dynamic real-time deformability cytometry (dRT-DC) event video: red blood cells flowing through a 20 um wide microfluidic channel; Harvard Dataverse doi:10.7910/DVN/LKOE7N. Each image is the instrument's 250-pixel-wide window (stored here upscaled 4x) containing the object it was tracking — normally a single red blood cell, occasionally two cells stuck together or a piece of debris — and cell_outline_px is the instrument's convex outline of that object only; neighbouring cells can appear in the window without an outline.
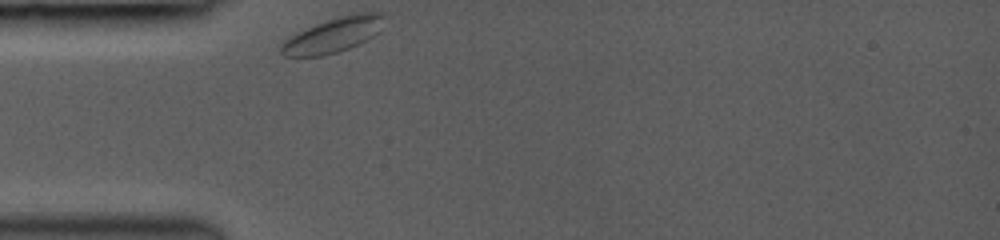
{"species": "common noctule bat (a hibernating species)", "species_latin": "Nyctalus noctula", "temperature_condition": "room temperature", "stored_images_in_passage": 28, "camera_frame_rate_fps": 3000, "um_per_image_px": 0.085, "animal": {"sex": "female", "body_mass_g": 19.0, "forearm_length_mm": 53.3}, "frame": {"image": 1, "passage_image": 1, "time_ms": 0.0, "image_size_px": [1000, 240], "cell_outline_px": [[384, 16], [376, 32], [368, 40], [360, 44], [336, 52], [320, 56], [284, 56], [280, 52], [280, 44], [284, 40], [296, 32], [316, 24], [340, 16], [356, 12], [380, 12]], "centroid_in_image_um": [28.27, 2.98], "position_along_channel_um": 56.7, "area_um2": 20.63}}
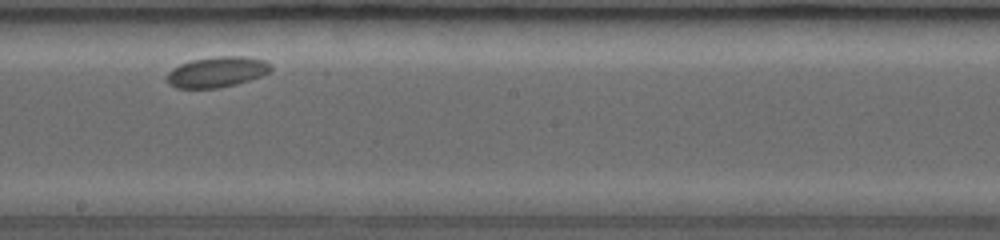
{"frame": {"image": 2, "passage_image": 15, "time_ms": 5.0, "image_size_px": [1000, 240], "cell_outline_px": [[272, 72], [236, 84], [220, 88], [176, 88], [168, 84], [168, 72], [172, 68], [180, 64], [192, 60], [216, 56], [244, 56], [264, 60], [272, 64]], "centroid_in_image_um": [18.47, 6.11], "position_along_channel_um": 229.7, "area_um2": 18.61}}
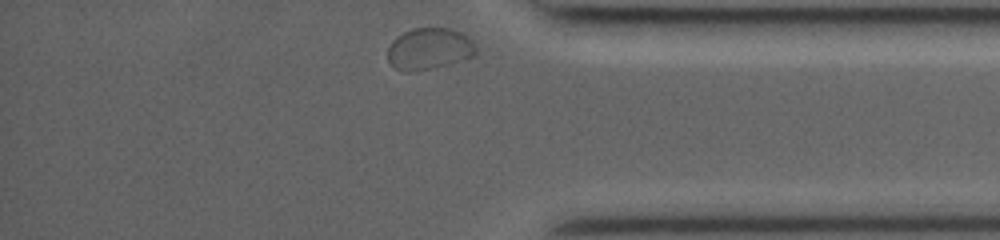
{"frame": {"image": 3, "passage_image": 28, "time_ms": 9.667, "image_size_px": [1000, 240], "cell_outline_px": [[476, 52], [472, 56], [448, 64], [408, 72], [404, 72], [396, 68], [388, 60], [388, 48], [392, 40], [396, 36], [412, 28], [452, 28], [460, 32], [472, 40], [476, 48]], "centroid_in_image_um": [36.46, 4.12], "position_along_channel_um": 398.7, "area_um2": 21.15}}